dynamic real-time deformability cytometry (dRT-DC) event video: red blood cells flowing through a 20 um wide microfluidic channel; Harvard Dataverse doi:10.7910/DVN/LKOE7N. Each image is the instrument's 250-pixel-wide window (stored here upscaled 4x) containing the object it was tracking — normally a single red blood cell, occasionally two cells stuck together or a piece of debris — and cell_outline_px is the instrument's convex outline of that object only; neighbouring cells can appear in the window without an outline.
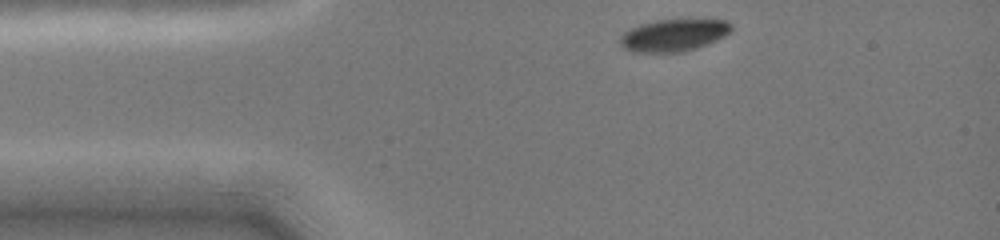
{"species": "common noctule bat (a hibernating species)", "species_latin": "Nyctalus noctula", "temperature_condition": "cold", "stored_images_in_passage": 26, "camera_frame_rate_fps": 3000, "um_per_image_px": 0.085, "animal": {"sex": "female", "body_mass_g": 19.0, "forearm_length_mm": 51.5}, "frame": {"image": 1, "passage_image": 1, "time_ms": 0.0, "image_size_px": [1000, 240], "cell_outline_px": [[732, 28], [724, 36], [716, 40], [696, 48], [684, 52], [636, 52], [624, 48], [620, 44], [620, 36], [624, 32], [640, 24], [656, 20], [724, 20], [732, 24]], "centroid_in_image_um": [57.24, 3.0], "position_along_channel_um": 27.8, "area_um2": 20.58}}
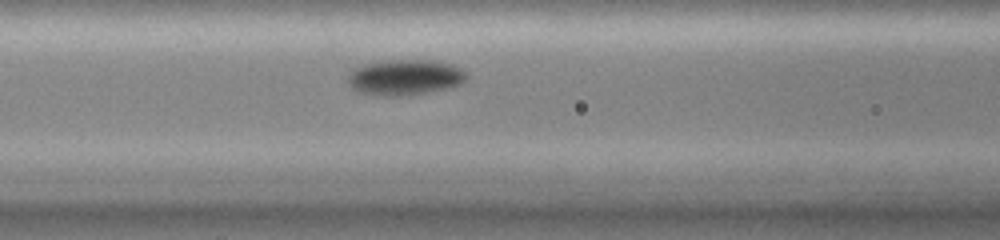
{"frame": {"image": 2, "passage_image": 10, "time_ms": 3.667, "image_size_px": [1000, 240], "cell_outline_px": [[468, 76], [460, 84], [448, 88], [428, 92], [400, 96], [380, 96], [360, 92], [352, 88], [348, 80], [348, 76], [356, 68], [364, 64], [384, 60], [436, 60], [452, 64], [460, 68]], "centroid_in_image_um": [34.43, 6.57], "position_along_channel_um": 132.2, "area_um2": 24.57}}
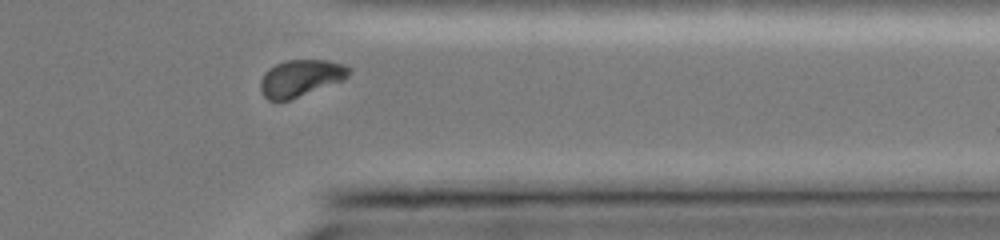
{"frame": {"image": 3, "passage_image": 23, "time_ms": 10.0, "image_size_px": [1000, 240], "cell_outline_px": [[352, 68], [348, 76], [344, 80], [288, 100], [268, 100], [264, 96], [260, 88], [260, 80], [264, 72], [268, 68], [276, 64], [288, 60], [328, 60], [348, 64]], "centroid_in_image_um": [25.58, 6.61], "position_along_channel_um": 385.8, "area_um2": 19.07}, "authors_computed_cell_mechanics": {"area_um2": 22.3108, "velocity_mm_per_s": 3.9946, "shape_relaxation_time_tau1_ms": 1.0668, "shape_relaxation_time_tau2_ms": null, "deformation_change_tau1": 0.0702, "deformation_change_tau2": null}}